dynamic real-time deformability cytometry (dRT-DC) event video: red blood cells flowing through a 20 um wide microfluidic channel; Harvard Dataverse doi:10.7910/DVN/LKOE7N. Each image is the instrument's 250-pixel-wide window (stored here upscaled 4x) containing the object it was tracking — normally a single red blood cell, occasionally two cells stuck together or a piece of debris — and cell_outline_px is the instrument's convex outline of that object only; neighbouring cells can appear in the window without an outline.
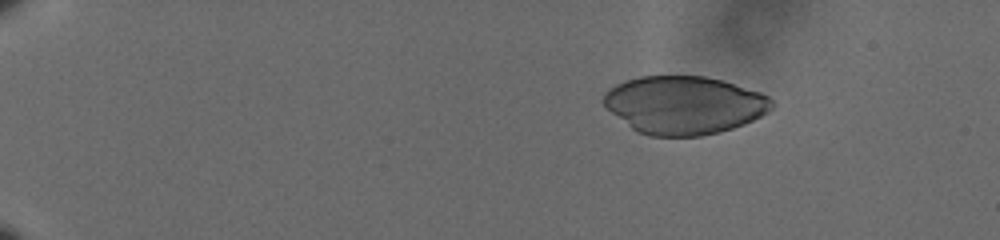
{"species": "human", "species_latin": "Homo sapiens", "temperature_condition": "cold", "stored_images_in_passage": 22, "camera_frame_rate_fps": 3000, "um_per_image_px": 0.085, "donor": {"sex": "male"}, "frame": {"image": 1, "passage_image": 5, "time_ms": 1.333, "image_size_px": [1000, 240], "cell_outline_px": [[772, 108], [768, 112], [744, 124], [720, 132], [700, 136], [648, 136], [636, 132], [612, 112], [600, 100], [604, 92], [608, 88], [616, 84], [640, 76], [704, 76], [720, 80], [760, 92], [768, 96], [772, 100]], "centroid_in_image_um": [58.12, 8.93], "position_along_channel_um": 26.9, "area_um2": 56.76}}
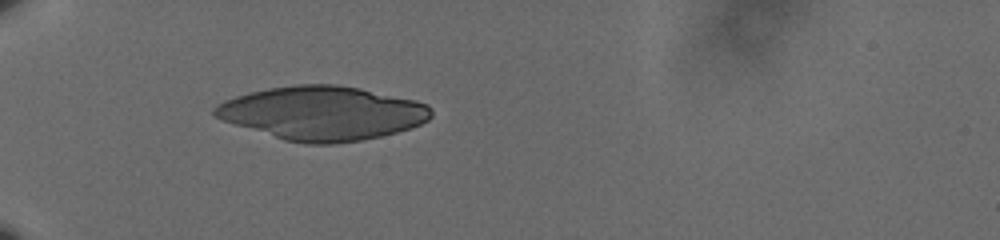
{"frame": {"image": 2, "passage_image": 12, "time_ms": 3.667, "image_size_px": [1000, 240], "cell_outline_px": [[432, 116], [428, 120], [412, 128], [380, 136], [360, 140], [332, 144], [308, 144], [284, 140], [224, 120], [216, 116], [212, 112], [212, 108], [216, 104], [224, 100], [236, 96], [268, 88], [296, 84], [336, 84], [360, 88], [416, 100], [428, 104], [432, 108]], "centroid_in_image_um": [27.44, 9.61], "position_along_channel_um": 57.6, "area_um2": 67.74}}